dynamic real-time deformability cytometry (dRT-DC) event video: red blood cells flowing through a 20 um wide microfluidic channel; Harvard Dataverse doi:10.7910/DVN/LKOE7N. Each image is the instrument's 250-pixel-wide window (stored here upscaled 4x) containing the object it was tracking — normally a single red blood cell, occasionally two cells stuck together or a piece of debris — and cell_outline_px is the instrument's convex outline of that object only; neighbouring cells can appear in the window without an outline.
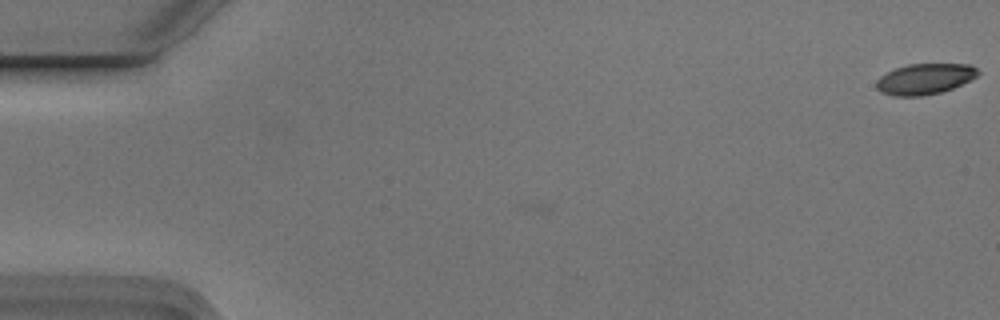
{"species": "Egyptian fruit bat (a non-hibernating species)", "species_latin": "Rousettus aegyptiacus", "temperature_condition": "cold", "stored_images_in_passage": 2, "camera_frame_rate_fps": 3000, "um_per_image_px": 0.085, "animal": {"sex": "male"}, "frame": {"image": 1, "passage_image": 2, "time_ms": 0.333, "image_size_px": [1000, 320], "cell_outline_px": [[980, 72], [976, 76], [952, 88], [940, 92], [920, 96], [892, 96], [880, 92], [876, 88], [876, 80], [880, 76], [896, 68], [908, 64], [972, 64]], "centroid_in_image_um": [78.57, 6.71], "position_along_channel_um": 6.4, "area_um2": 18.09}}